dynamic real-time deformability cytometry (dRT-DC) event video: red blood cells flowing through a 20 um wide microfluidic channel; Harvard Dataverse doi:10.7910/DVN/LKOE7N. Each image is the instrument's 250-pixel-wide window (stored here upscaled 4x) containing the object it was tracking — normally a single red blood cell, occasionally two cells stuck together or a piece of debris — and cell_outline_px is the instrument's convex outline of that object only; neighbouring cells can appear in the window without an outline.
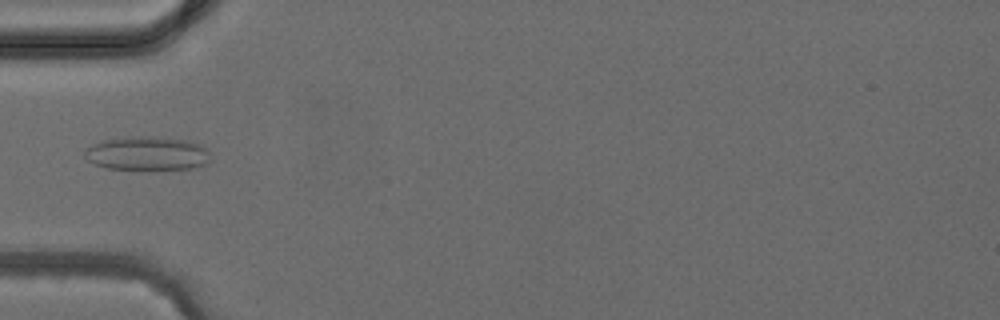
{"species": "common noctule bat (a hibernating species)", "species_latin": "Nyctalus noctula", "temperature_condition": "cold", "stored_images_in_passage": 4, "camera_frame_rate_fps": 3000, "um_per_image_px": 0.085, "animal": {"sex": "female", "body_mass_g": 24.6, "forearm_length_mm": 56.2}, "frame": {"image": 1, "passage_image": 4, "time_ms": 4.333, "image_size_px": [1000, 320], "cell_outline_px": [[212, 160], [208, 164], [192, 168], [108, 168], [96, 164], [88, 160], [84, 156], [84, 152], [92, 144], [100, 140], [140, 136], [148, 136], [188, 140], [204, 144]], "centroid_in_image_um": [12.57, 13.02], "position_along_channel_um": 72.4, "area_um2": 24.57}}